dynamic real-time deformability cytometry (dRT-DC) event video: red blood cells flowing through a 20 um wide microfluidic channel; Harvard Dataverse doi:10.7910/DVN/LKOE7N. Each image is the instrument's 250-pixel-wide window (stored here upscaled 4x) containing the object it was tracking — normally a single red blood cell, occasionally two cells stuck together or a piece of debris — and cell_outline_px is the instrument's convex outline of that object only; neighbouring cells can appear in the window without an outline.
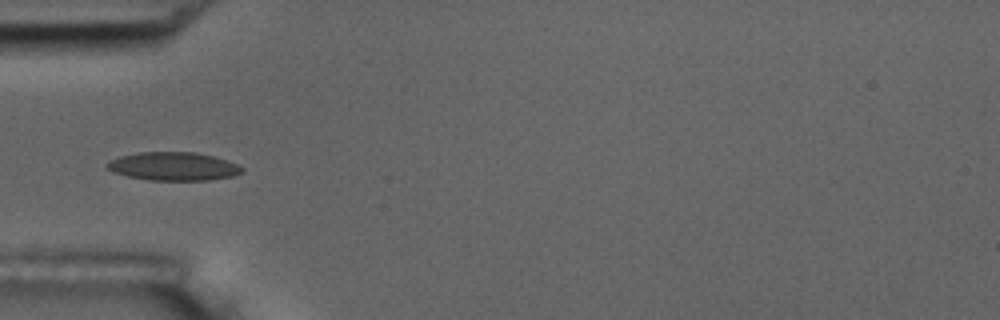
{"species": "common noctule bat (a hibernating species)", "species_latin": "Nyctalus noctula", "temperature_condition": "room temperature", "stored_images_in_passage": 10, "camera_frame_rate_fps": 3000, "um_per_image_px": 0.085, "animal": {"sex": "male", "body_mass_g": 17.5, "forearm_length_mm": 52.3}, "frame": {"image": 1, "passage_image": 6, "time_ms": 1.667, "image_size_px": [1000, 320], "cell_outline_px": [[244, 172], [232, 176], [208, 180], [148, 180], [128, 176], [112, 172], [104, 164], [108, 160], [120, 156], [140, 152], [196, 152], [228, 160], [244, 168]], "centroid_in_image_um": [14.72, 14.13], "position_along_channel_um": 70.3, "area_um2": 22.37}}
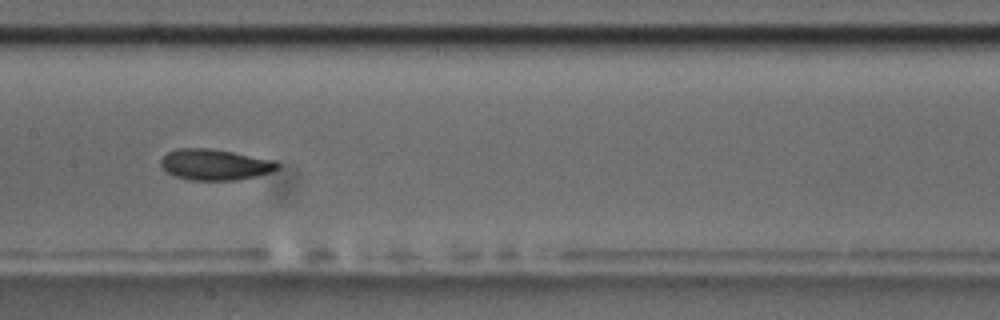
{"frame": {"image": 2, "passage_image": 9, "time_ms": 2.667, "image_size_px": [1000, 320], "cell_outline_px": [[280, 168], [256, 176], [236, 180], [188, 180], [176, 176], [168, 172], [160, 164], [160, 160], [168, 152], [176, 148], [212, 148], [276, 160], [280, 164]], "centroid_in_image_um": [18.29, 13.98], "position_along_channel_um": 189.1, "area_um2": 21.1}}
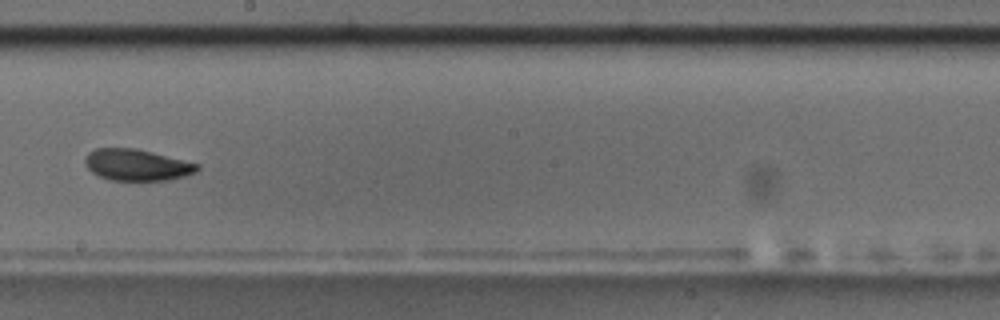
{"frame": {"image": 3, "passage_image": 10, "time_ms": 3.0, "image_size_px": [1000, 320], "cell_outline_px": [[200, 168], [196, 172], [184, 176], [168, 180], [112, 180], [100, 176], [92, 172], [84, 164], [84, 160], [88, 152], [96, 148], [136, 148], [200, 164]], "centroid_in_image_um": [11.63, 14.01], "position_along_channel_um": 236.6, "area_um2": 20.52}}